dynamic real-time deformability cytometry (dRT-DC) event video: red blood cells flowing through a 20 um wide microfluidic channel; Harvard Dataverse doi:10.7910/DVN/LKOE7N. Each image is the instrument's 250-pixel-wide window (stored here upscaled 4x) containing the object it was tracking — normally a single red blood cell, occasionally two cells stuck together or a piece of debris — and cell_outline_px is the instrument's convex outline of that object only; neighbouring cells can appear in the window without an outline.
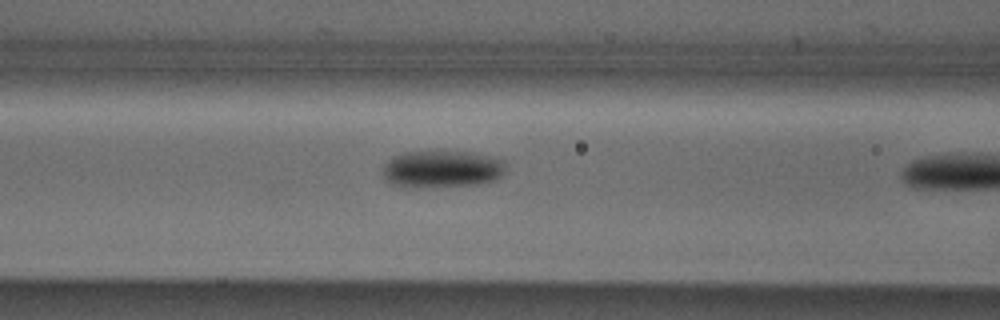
{"species": "Egyptian fruit bat (a non-hibernating species)", "species_latin": "Rousettus aegyptiacus", "temperature_condition": "cold", "stored_images_in_passage": 11, "camera_frame_rate_fps": 3000, "um_per_image_px": 0.085, "animal": {"sex": "male"}, "frame": {"image": 1, "passage_image": 10, "time_ms": 3.0, "image_size_px": [1000, 320], "cell_outline_px": [[504, 172], [500, 176], [492, 180], [476, 184], [412, 188], [404, 188], [392, 184], [384, 176], [384, 164], [392, 156], [404, 152], [472, 152], [504, 160]], "centroid_in_image_um": [37.52, 14.37], "position_along_channel_um": 129.1, "area_um2": 26.41}}